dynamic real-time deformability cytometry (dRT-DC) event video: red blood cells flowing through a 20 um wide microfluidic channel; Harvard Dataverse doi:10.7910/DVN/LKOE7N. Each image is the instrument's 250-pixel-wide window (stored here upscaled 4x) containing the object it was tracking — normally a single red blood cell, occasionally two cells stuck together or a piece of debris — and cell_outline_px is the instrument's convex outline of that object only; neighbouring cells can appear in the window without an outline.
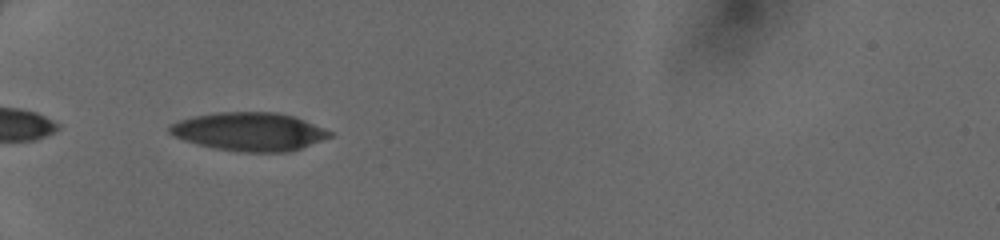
{"species": "human", "species_latin": "Homo sapiens", "temperature_condition": "cold", "stored_images_in_passage": 32, "camera_frame_rate_fps": 3000, "um_per_image_px": 0.085, "donor": {"sex": "female"}, "frame": {"image": 1, "passage_image": 1, "time_ms": 0.0, "image_size_px": [1000, 240], "cell_outline_px": [[332, 136], [300, 148], [288, 152], [240, 152], [216, 148], [184, 140], [168, 132], [168, 128], [172, 124], [180, 120], [192, 116], [220, 112], [276, 112], [292, 116], [304, 120], [332, 132]], "centroid_in_image_um": [21.19, 11.18], "position_along_channel_um": 63.8, "area_um2": 35.37}}
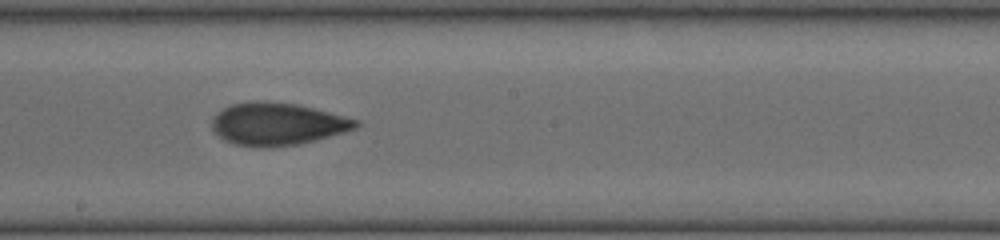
{"frame": {"image": 2, "passage_image": 13, "time_ms": 4.0, "image_size_px": [1000, 240], "cell_outline_px": [[360, 124], [356, 128], [344, 132], [316, 140], [296, 144], [268, 148], [260, 148], [232, 144], [224, 140], [212, 132], [212, 116], [216, 112], [232, 104], [256, 100], [296, 104], [360, 120]], "centroid_in_image_um": [23.52, 10.55], "position_along_channel_um": 224.7, "area_um2": 35.84}}
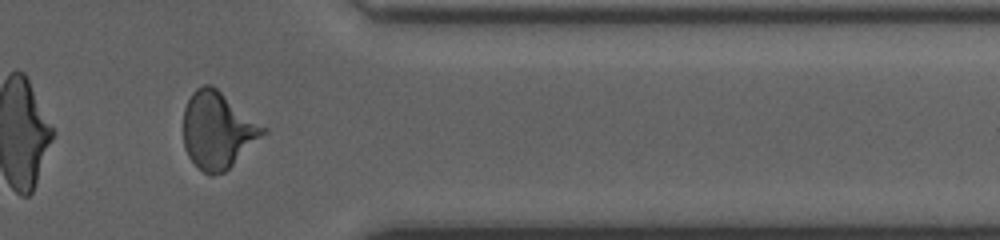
{"frame": {"image": 3, "passage_image": 25, "time_ms": 8.0, "image_size_px": [1000, 240], "cell_outline_px": [[268, 132], [224, 172], [212, 176], [204, 172], [188, 156], [184, 148], [184, 108], [192, 92], [196, 88], [204, 84], [212, 84], [268, 128]], "centroid_in_image_um": [18.53, 11.04], "position_along_channel_um": 392.9, "area_um2": 35.72}}